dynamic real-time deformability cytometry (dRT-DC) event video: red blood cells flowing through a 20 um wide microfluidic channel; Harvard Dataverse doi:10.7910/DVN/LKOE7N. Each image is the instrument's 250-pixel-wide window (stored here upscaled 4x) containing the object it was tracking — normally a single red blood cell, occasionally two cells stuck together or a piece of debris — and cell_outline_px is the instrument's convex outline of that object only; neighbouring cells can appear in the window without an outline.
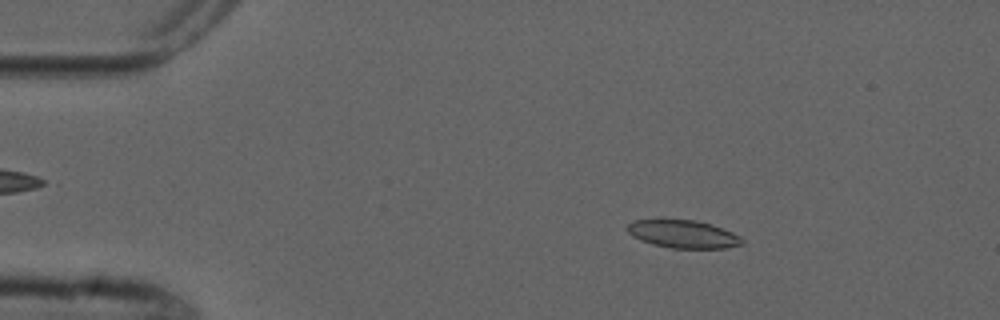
{"species": "common noctule bat (a hibernating species)", "species_latin": "Nyctalus noctula", "temperature_condition": "cold", "stored_images_in_passage": 4, "camera_frame_rate_fps": 3000, "um_per_image_px": 0.085, "animal": {"sex": "male", "forearm_length_mm": 52.5}, "frame": {"image": 1, "passage_image": 2, "time_ms": 1.0, "image_size_px": [1000, 320], "cell_outline_px": [[744, 244], [724, 248], [672, 248], [652, 244], [640, 240], [632, 236], [624, 228], [628, 224], [636, 220], [692, 220], [712, 224], [732, 232], [740, 236], [744, 240]], "centroid_in_image_um": [58.07, 19.9], "position_along_channel_um": 26.9, "area_um2": 18.61}}